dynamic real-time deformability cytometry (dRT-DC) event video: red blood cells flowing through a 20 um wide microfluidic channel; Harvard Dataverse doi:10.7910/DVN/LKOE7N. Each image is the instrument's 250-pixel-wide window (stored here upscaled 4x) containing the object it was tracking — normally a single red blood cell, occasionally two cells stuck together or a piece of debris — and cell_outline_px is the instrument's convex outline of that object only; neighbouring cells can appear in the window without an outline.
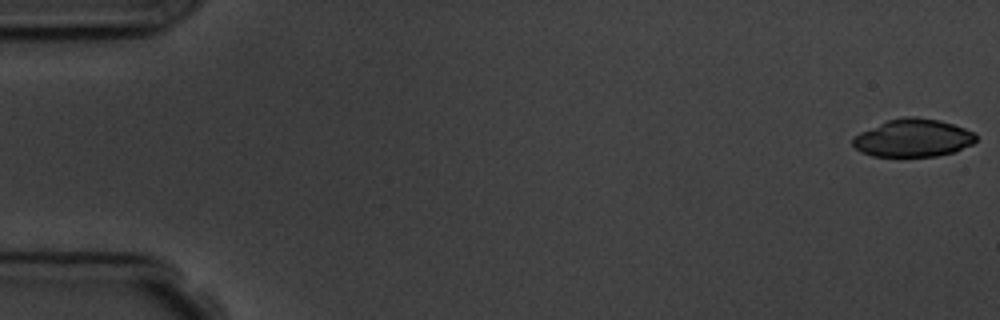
{"species": "common noctule bat (a hibernating species)", "species_latin": "Nyctalus noctula", "temperature_condition": "room temperature", "stored_images_in_passage": 8, "camera_frame_rate_fps": 3000, "um_per_image_px": 0.085, "animal": {"sex": "male", "body_mass_g": 19.5, "forearm_length_mm": 54.6}, "frame": {"image": 1, "passage_image": 1, "time_ms": 0.0, "image_size_px": [1000, 320], "cell_outline_px": [[976, 140], [972, 144], [956, 152], [936, 156], [872, 156], [860, 152], [852, 144], [852, 140], [860, 132], [888, 120], [904, 116], [916, 116], [940, 120], [964, 128], [972, 132], [976, 136]], "centroid_in_image_um": [77.61, 11.73], "position_along_channel_um": 7.4, "area_um2": 27.11}}